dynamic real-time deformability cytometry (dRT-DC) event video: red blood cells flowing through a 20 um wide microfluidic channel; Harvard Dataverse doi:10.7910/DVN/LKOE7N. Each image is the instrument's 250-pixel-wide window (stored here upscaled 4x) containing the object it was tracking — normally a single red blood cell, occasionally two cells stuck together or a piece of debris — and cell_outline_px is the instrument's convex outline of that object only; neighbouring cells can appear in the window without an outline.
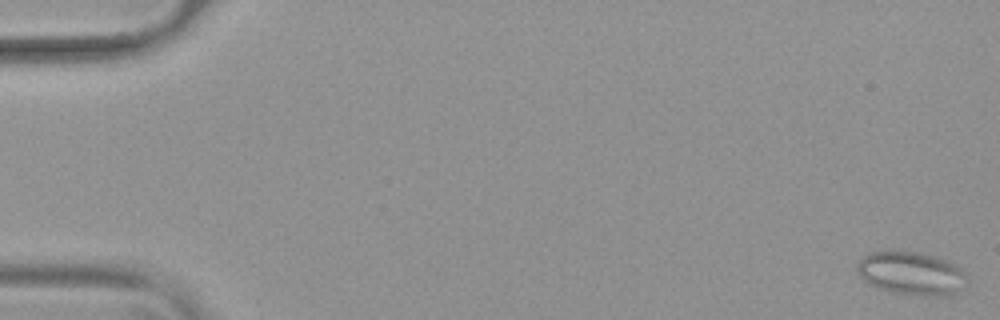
{"species": "common noctule bat (a hibernating species)", "species_latin": "Nyctalus noctula", "temperature_condition": "warm", "stored_images_in_passage": 54, "camera_frame_rate_fps": 3000, "um_per_image_px": 0.085, "animal": {"sex": "female", "body_mass_g": 19.9}, "frame": {"image": 1, "passage_image": 1, "time_ms": 0.0, "image_size_px": [1000, 320], "cell_outline_px": [[968, 280], [948, 296], [924, 296], [892, 292], [876, 288], [868, 284], [856, 272], [856, 264], [860, 256], [868, 252], [892, 248], [920, 252], [936, 256], [948, 260], [956, 264], [968, 272]], "centroid_in_image_um": [77.4, 23.18], "position_along_channel_um": 7.6, "area_um2": 28.84}}
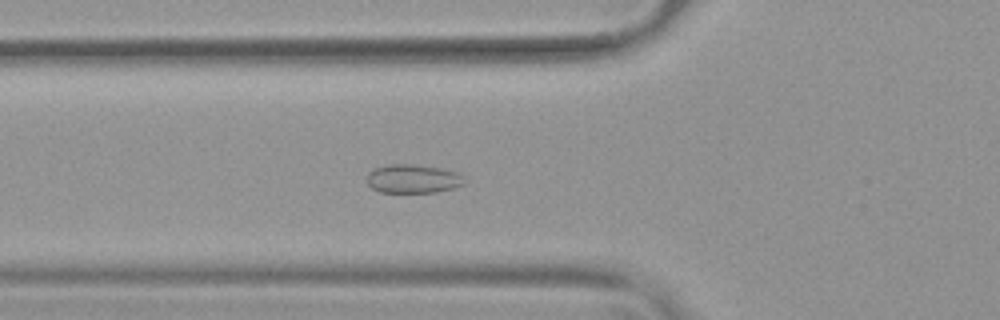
{"frame": {"image": 2, "passage_image": 20, "time_ms": 6.333, "image_size_px": [1000, 320], "cell_outline_px": [[464, 184], [452, 188], [436, 192], [380, 192], [372, 188], [368, 184], [368, 172], [376, 168], [388, 164], [412, 164], [440, 168], [456, 172], [464, 176]], "centroid_in_image_um": [35.1, 15.19], "position_along_channel_um": 90.7, "area_um2": 16.18}}
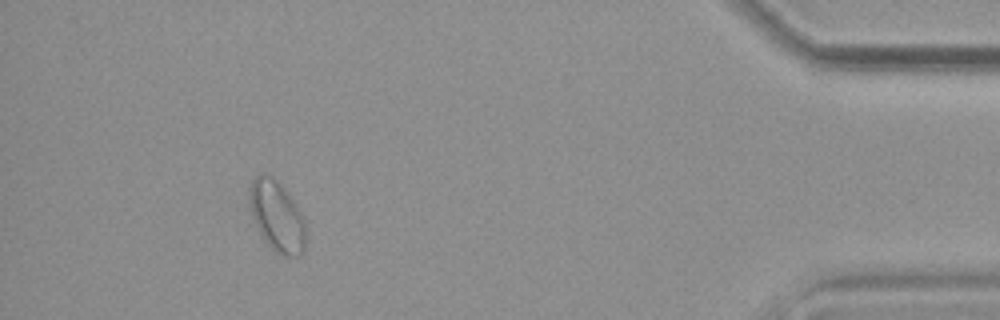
{"frame": {"image": 3, "passage_image": 50, "time_ms": 16.333, "image_size_px": [1000, 320], "cell_outline_px": [[304, 252], [300, 256], [284, 256], [276, 252], [260, 236], [252, 216], [248, 204], [248, 188], [252, 180], [260, 172], [264, 172], [272, 176], [292, 196], [304, 220]], "centroid_in_image_um": [23.49, 18.34], "position_along_channel_um": 411.7, "area_um2": 23.52}}